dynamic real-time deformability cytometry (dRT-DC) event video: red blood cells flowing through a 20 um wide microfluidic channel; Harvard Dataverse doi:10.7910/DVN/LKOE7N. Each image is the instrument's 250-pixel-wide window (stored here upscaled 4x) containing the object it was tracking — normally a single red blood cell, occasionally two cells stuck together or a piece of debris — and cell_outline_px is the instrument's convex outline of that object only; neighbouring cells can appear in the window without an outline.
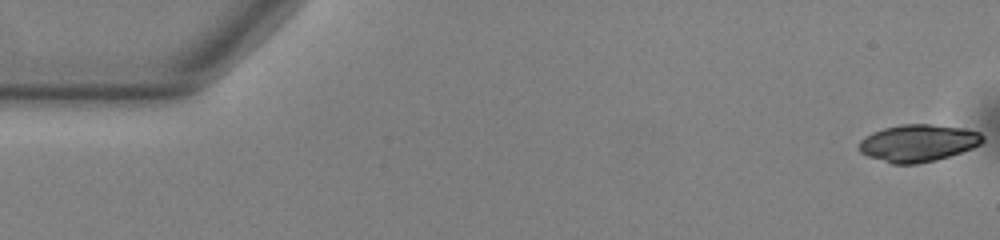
{"species": "common noctule bat (a hibernating species)", "species_latin": "Nyctalus noctula", "temperature_condition": "warm", "stored_images_in_passage": 53, "camera_frame_rate_fps": 3000, "um_per_image_px": 0.085, "animal": {"sex": "male", "body_mass_g": 13.0, "forearm_length_mm": 53.1}, "frame": {"image": 1, "passage_image": 1, "time_ms": 0.0, "image_size_px": [1000, 240], "cell_outline_px": [[984, 140], [980, 144], [972, 148], [936, 160], [916, 164], [892, 164], [868, 156], [860, 152], [856, 148], [860, 140], [872, 132], [884, 128], [900, 124], [928, 124], [964, 128], [980, 132], [984, 136]], "centroid_in_image_um": [78.01, 12.15], "position_along_channel_um": 7.0, "area_um2": 26.88}}
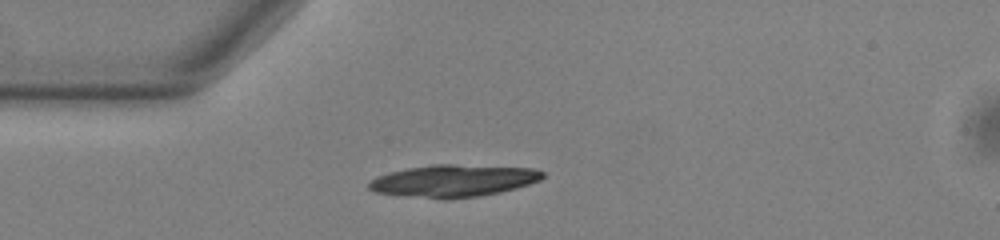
{"frame": {"image": 2, "passage_image": 14, "time_ms": 4.333, "image_size_px": [1000, 240], "cell_outline_px": [[544, 176], [540, 180], [516, 188], [500, 192], [476, 196], [444, 200], [440, 200], [404, 196], [376, 192], [368, 188], [368, 184], [372, 180], [388, 172], [408, 168], [432, 164], [452, 164], [532, 168], [544, 172]], "centroid_in_image_um": [38.53, 15.37], "position_along_channel_um": 46.5, "area_um2": 32.6}}
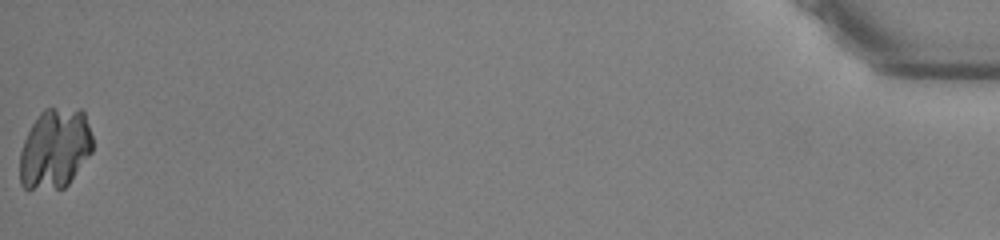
{"frame": {"image": 3, "passage_image": 53, "time_ms": 17.333, "image_size_px": [1000, 240], "cell_outline_px": [[92, 152], [68, 184], [64, 188], [28, 192], [20, 184], [20, 152], [24, 140], [32, 124], [40, 112], [44, 108], [80, 108], [84, 112], [92, 136]], "centroid_in_image_um": [4.65, 12.67], "position_along_channel_um": 430.6, "area_um2": 34.51}}